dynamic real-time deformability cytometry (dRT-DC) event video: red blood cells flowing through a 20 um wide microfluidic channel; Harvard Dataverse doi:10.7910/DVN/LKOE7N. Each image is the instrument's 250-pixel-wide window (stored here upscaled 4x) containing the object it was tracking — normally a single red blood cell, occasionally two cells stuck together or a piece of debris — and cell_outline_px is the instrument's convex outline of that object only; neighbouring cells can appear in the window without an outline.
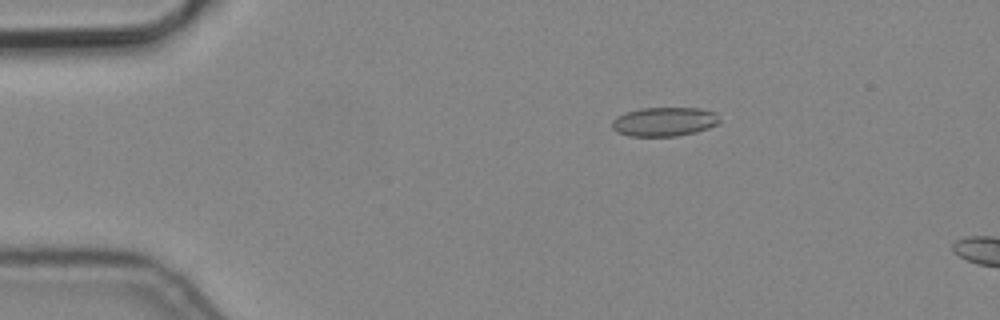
{"species": "common noctule bat (a hibernating species)", "species_latin": "Nyctalus noctula", "temperature_condition": "cold", "stored_images_in_passage": 3, "camera_frame_rate_fps": 3000, "um_per_image_px": 0.085, "animal": {"sex": "male", "body_mass_g": 19.2, "forearm_length_mm": 51.8}, "frame": {"image": 1, "passage_image": 3, "time_ms": 0.667, "image_size_px": [1000, 320], "cell_outline_px": [[720, 124], [696, 132], [676, 136], [628, 136], [616, 132], [612, 128], [612, 120], [616, 116], [624, 112], [640, 108], [700, 108], [716, 112], [720, 120]], "centroid_in_image_um": [56.46, 10.34], "position_along_channel_um": 28.5, "area_um2": 18.5}}